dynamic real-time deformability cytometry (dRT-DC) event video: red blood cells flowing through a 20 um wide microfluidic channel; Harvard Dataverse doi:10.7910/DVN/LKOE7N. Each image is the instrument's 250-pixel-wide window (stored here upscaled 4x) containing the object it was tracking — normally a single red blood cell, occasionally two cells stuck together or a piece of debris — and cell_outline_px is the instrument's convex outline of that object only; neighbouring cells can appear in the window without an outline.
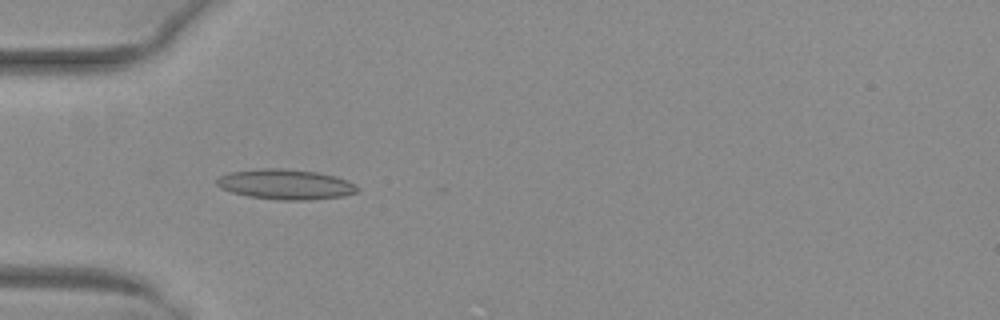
{"species": "common noctule bat (a hibernating species)", "species_latin": "Nyctalus noctula", "temperature_condition": "warm", "stored_images_in_passage": 27, "camera_frame_rate_fps": 3000, "um_per_image_px": 0.085, "animal": {"sex": "female", "body_mass_g": 29.2, "forearm_length_mm": 56.3}, "frame": {"image": 1, "passage_image": 1, "time_ms": 0.0, "image_size_px": [1000, 320], "cell_outline_px": [[360, 192], [344, 196], [308, 200], [276, 200], [248, 196], [232, 192], [220, 188], [216, 184], [216, 180], [220, 176], [232, 172], [260, 168], [284, 168], [316, 172], [336, 176], [360, 188]], "centroid_in_image_um": [24.28, 15.67], "position_along_channel_um": 60.7, "area_um2": 24.74}}
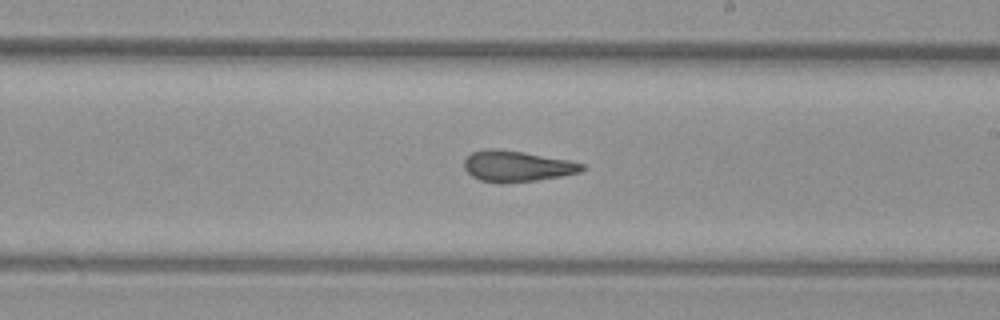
{"frame": {"image": 2, "passage_image": 15, "time_ms": 4.667, "image_size_px": [1000, 320], "cell_outline_px": [[584, 168], [580, 172], [560, 176], [536, 180], [504, 184], [500, 184], [480, 180], [472, 176], [464, 168], [464, 160], [472, 152], [484, 148], [496, 148], [524, 152], [568, 160], [584, 164]], "centroid_in_image_um": [43.89, 14.13], "position_along_channel_um": 245.1, "area_um2": 21.33}}
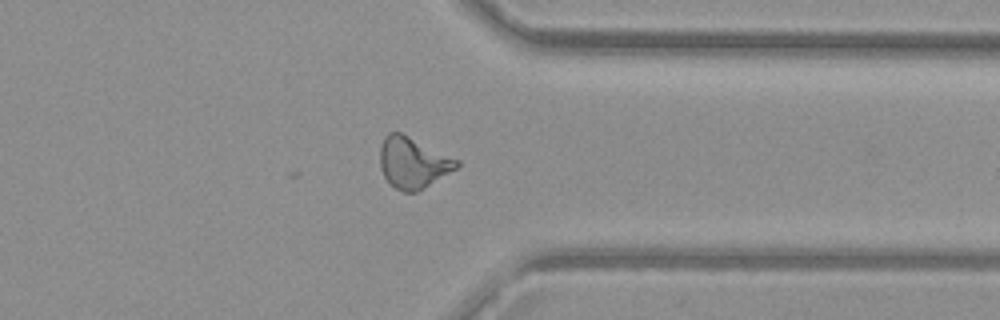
{"frame": {"image": 3, "passage_image": 25, "time_ms": 8.0, "image_size_px": [1000, 320], "cell_outline_px": [[460, 164], [456, 168], [416, 192], [404, 192], [396, 188], [384, 176], [380, 168], [380, 148], [384, 136], [388, 132], [400, 132], [460, 160]], "centroid_in_image_um": [35.08, 13.8], "position_along_channel_um": 376.3, "area_um2": 22.48}, "authors_computed_cell_mechanics": {"area_um2": 21.2704, "velocity_mm_per_s": 4.0323, "shape_relaxation_time_tau1_ms": null, "shape_relaxation_time_tau2_ms": 1.886, "deformation_change_tau1": null, "deformation_change_tau2": 0.1027}}